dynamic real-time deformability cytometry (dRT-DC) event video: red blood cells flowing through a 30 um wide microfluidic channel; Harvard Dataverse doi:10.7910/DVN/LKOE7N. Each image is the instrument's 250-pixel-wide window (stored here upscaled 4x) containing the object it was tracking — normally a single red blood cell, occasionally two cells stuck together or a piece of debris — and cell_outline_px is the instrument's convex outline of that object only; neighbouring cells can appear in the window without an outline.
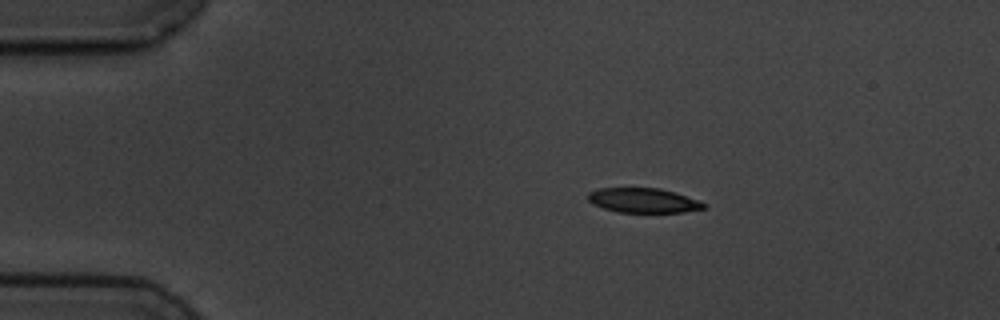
{"species": "common noctule bat (a hibernating species)", "species_latin": "Nyctalus noctula", "temperature_condition": "cold", "stored_images_in_passage": 5, "camera_frame_rate_fps": 3000, "um_per_image_px": 0.085, "animal": {"sex": "male", "body_mass_g": 19.5, "forearm_length_mm": 54.6}, "frame": {"image": 1, "passage_image": 3, "time_ms": 2.333, "image_size_px": [1000, 320], "cell_outline_px": [[708, 208], [684, 212], [616, 212], [592, 204], [588, 200], [588, 192], [600, 188], [660, 188], [676, 192], [708, 204]], "centroid_in_image_um": [54.71, 17.04], "position_along_channel_um": 30.3, "area_um2": 16.76}}
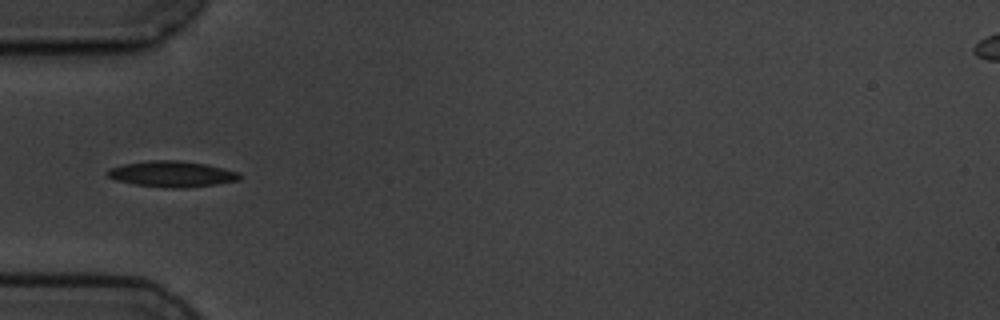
{"frame": {"image": 2, "passage_image": 5, "time_ms": 5.0, "image_size_px": [1000, 320], "cell_outline_px": [[244, 176], [240, 180], [216, 184], [184, 188], [172, 188], [136, 184], [116, 180], [108, 176], [104, 172], [108, 168], [124, 164], [148, 160], [180, 160], [204, 164], [224, 168], [240, 172]], "centroid_in_image_um": [14.64, 14.78], "position_along_channel_um": 70.4, "area_um2": 20.06}}